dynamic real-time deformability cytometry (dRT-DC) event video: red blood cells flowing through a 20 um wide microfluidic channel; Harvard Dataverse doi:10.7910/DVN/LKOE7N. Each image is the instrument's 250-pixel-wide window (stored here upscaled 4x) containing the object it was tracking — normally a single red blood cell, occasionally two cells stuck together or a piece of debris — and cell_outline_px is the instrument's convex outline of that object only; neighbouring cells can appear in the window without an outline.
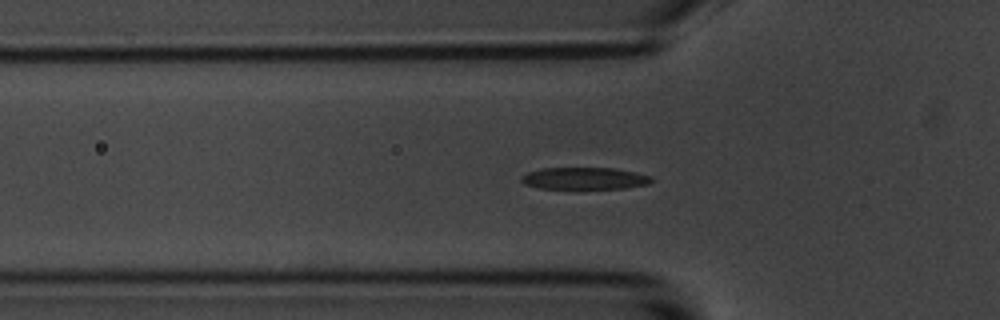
{"species": "common noctule bat (a hibernating species)", "species_latin": "Nyctalus noctula", "temperature_condition": "room temperature", "stored_images_in_passage": 45, "segment_of_instrument_passage": [1, 2], "camera_frame_rate_fps": 3000, "um_per_image_px": 0.085, "animal": {"sex": "male", "body_mass_g": 20.1, "forearm_length_mm": 53.5}, "frame": {"image": 1, "passage_image": 6, "time_ms": 1.667, "image_size_px": [1000, 320], "cell_outline_px": [[652, 180], [648, 184], [624, 188], [540, 188], [524, 184], [520, 180], [520, 176], [528, 172], [540, 168], [612, 168], [636, 172], [652, 176]], "centroid_in_image_um": [49.66, 15.15], "position_along_channel_um": 76.1, "area_um2": 16.59}}
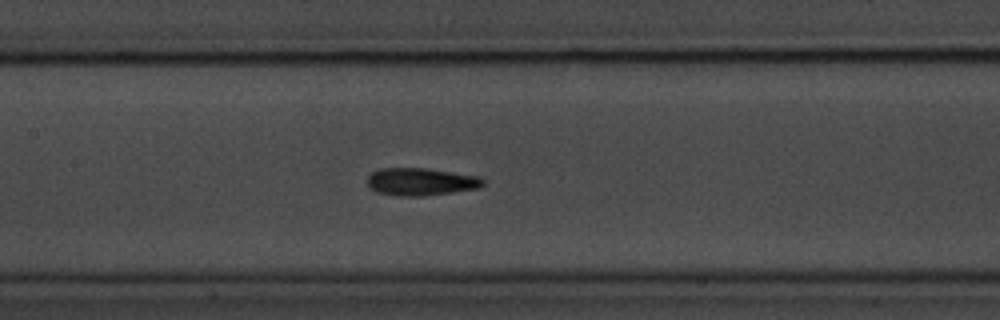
{"frame": {"image": 2, "passage_image": 14, "time_ms": 4.333, "image_size_px": [1000, 320], "cell_outline_px": [[484, 184], [480, 188], [424, 196], [396, 196], [376, 192], [368, 184], [368, 176], [372, 172], [380, 168], [428, 168], [480, 176], [484, 180]], "centroid_in_image_um": [35.8, 15.44], "position_along_channel_um": 171.6, "area_um2": 18.73}}
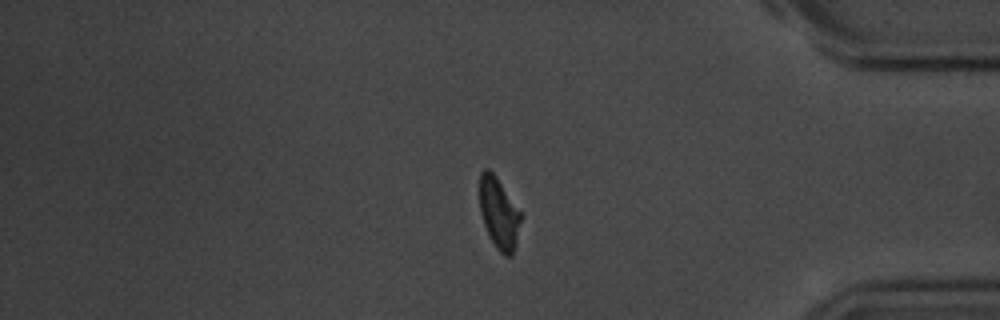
{"frame": {"image": 3, "passage_image": 35, "time_ms": 11.333, "image_size_px": [1000, 320], "cell_outline_px": [[524, 216], [516, 244], [512, 256], [504, 256], [496, 248], [484, 224], [480, 212], [480, 172], [484, 168], [488, 168], [496, 176]], "centroid_in_image_um": [42.45, 18.13], "position_along_channel_um": 392.8, "area_um2": 17.28}}